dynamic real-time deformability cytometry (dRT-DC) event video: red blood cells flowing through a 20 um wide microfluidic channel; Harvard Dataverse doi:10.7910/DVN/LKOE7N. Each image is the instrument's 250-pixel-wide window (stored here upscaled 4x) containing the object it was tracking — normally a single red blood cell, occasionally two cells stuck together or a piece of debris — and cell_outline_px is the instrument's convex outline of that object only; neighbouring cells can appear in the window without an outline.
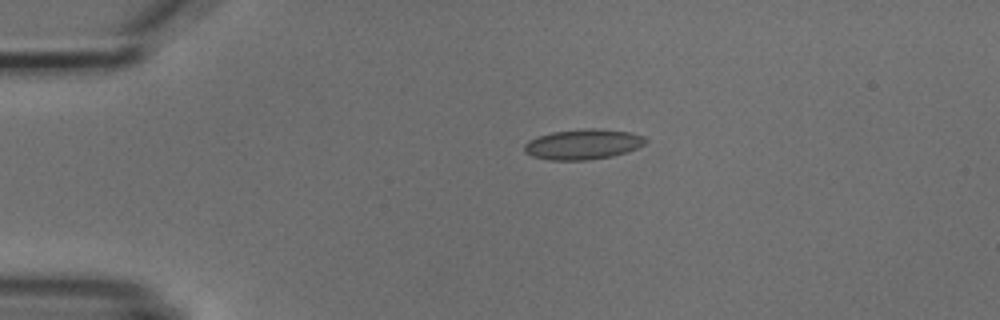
{"species": "common noctule bat (a hibernating species)", "species_latin": "Nyctalus noctula", "temperature_condition": "cold", "stored_images_in_passage": 2, "camera_frame_rate_fps": 3000, "um_per_image_px": 0.085, "animal": {"sex": "male", "body_mass_g": 18.8}, "frame": {"image": 1, "passage_image": 1, "time_ms": 0.0, "image_size_px": [1000, 320], "cell_outline_px": [[648, 140], [644, 144], [628, 152], [612, 156], [588, 160], [548, 160], [532, 156], [524, 152], [524, 144], [528, 140], [536, 136], [552, 132], [584, 128], [596, 128], [628, 132], [644, 136]], "centroid_in_image_um": [49.53, 12.26], "position_along_channel_um": 35.5, "area_um2": 21.56}}